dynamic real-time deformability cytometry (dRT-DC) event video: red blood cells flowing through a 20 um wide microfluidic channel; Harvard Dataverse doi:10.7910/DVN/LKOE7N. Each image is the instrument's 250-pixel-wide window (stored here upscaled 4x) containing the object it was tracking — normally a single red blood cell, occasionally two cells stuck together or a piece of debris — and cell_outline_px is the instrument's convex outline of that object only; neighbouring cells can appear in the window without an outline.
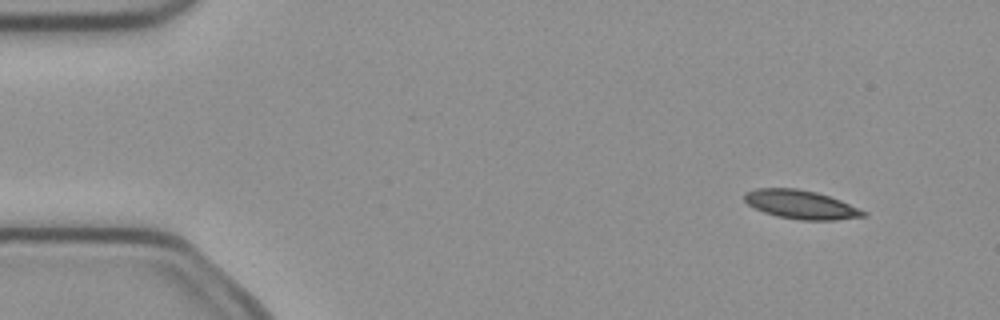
{"species": "common noctule bat (a hibernating species)", "species_latin": "Nyctalus noctula", "temperature_condition": "cold", "stored_images_in_passage": 5, "camera_frame_rate_fps": 3000, "um_per_image_px": 0.085, "animal": {"sex": "female", "body_mass_g": 21.9}, "frame": {"image": 1, "passage_image": 2, "time_ms": 0.333, "image_size_px": [1000, 320], "cell_outline_px": [[868, 216], [836, 220], [800, 220], [776, 216], [764, 212], [748, 204], [744, 200], [744, 192], [756, 188], [796, 188], [816, 192], [840, 200], [868, 212]], "centroid_in_image_um": [68.08, 17.39], "position_along_channel_um": 16.9, "area_um2": 19.94}}